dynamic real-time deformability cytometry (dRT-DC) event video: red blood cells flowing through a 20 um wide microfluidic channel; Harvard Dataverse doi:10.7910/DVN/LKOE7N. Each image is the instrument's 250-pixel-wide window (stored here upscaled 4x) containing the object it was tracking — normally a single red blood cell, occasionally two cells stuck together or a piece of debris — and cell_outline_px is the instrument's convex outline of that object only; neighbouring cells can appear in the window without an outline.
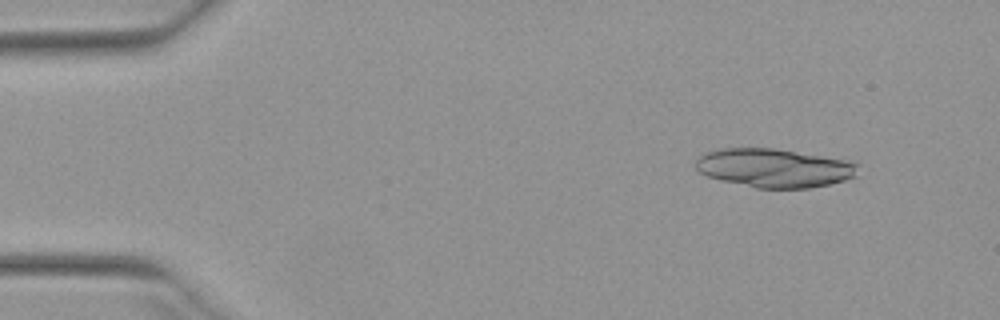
{"species": "Egyptian fruit bat (a non-hibernating species)", "species_latin": "Rousettus aegyptiacus", "temperature_condition": "warm", "stored_images_in_passage": 50, "camera_frame_rate_fps": 3000, "um_per_image_px": 0.085, "animal": {"sex": "female"}, "frame": {"image": 1, "passage_image": 5, "time_ms": 1.333, "image_size_px": [1000, 320], "cell_outline_px": [[860, 164], [856, 176], [844, 180], [812, 188], [756, 188], [720, 180], [708, 176], [700, 172], [696, 168], [696, 160], [700, 156], [708, 152], [720, 148], [772, 148], [856, 160]], "centroid_in_image_um": [65.89, 14.27], "position_along_channel_um": 19.1, "area_um2": 36.99}}
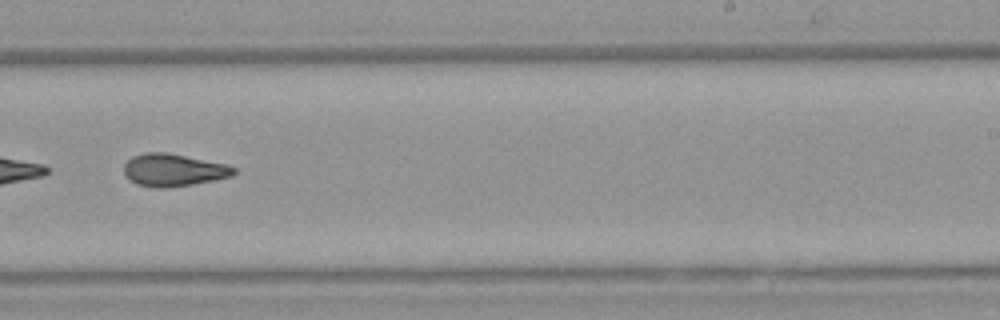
{"frame": {"image": 2, "passage_image": 32, "time_ms": 10.333, "image_size_px": [1000, 320], "cell_outline_px": [[236, 172], [232, 176], [192, 184], [168, 188], [156, 188], [136, 184], [128, 180], [124, 176], [124, 164], [132, 156], [144, 152], [168, 152], [224, 164], [236, 168]], "centroid_in_image_um": [14.68, 14.45], "position_along_channel_um": 274.3, "area_um2": 20.87}}
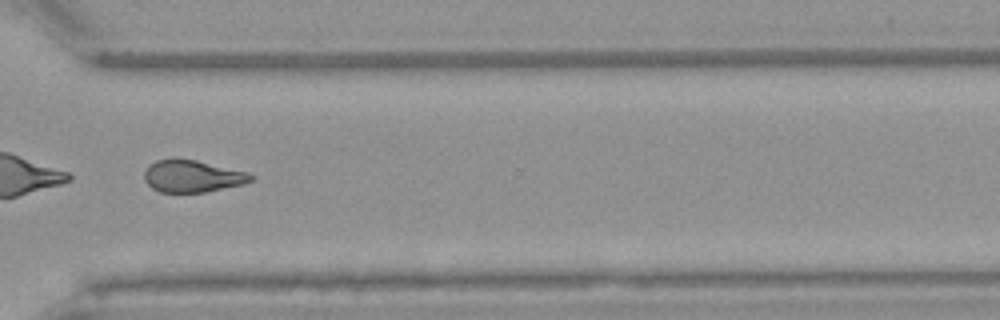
{"frame": {"image": 3, "passage_image": 38, "time_ms": 12.333, "image_size_px": [1000, 320], "cell_outline_px": [[252, 180], [244, 184], [204, 192], [160, 192], [152, 188], [144, 180], [144, 172], [148, 164], [156, 160], [172, 156], [176, 156], [196, 160], [248, 172], [252, 176]], "centroid_in_image_um": [16.29, 14.94], "position_along_channel_um": 354.3, "area_um2": 20.29}, "authors_computed_cell_mechanics": {"area_um2": 22.3975, "velocity_mm_per_s": 3.9831, "shape_relaxation_time_tau1_ms": null, "shape_relaxation_time_tau2_ms": 3.9501, "deformation_change_tau1": null, "deformation_change_tau2": 0.1262}}